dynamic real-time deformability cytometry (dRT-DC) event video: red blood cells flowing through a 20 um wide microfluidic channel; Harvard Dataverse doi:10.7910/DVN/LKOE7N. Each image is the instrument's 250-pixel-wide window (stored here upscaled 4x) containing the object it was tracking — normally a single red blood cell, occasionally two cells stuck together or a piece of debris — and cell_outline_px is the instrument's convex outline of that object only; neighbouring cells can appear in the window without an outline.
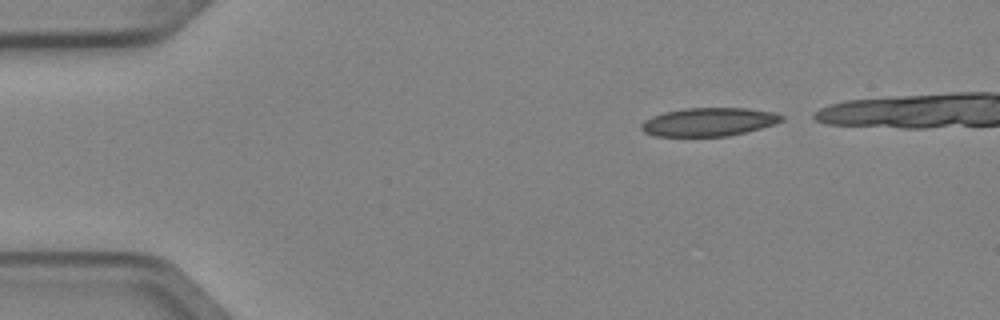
{"species": "Egyptian fruit bat (a non-hibernating species)", "species_latin": "Rousettus aegyptiacus", "temperature_condition": "cold", "stored_images_in_passage": 3, "camera_frame_rate_fps": 3000, "um_per_image_px": 0.085, "animal": {"sex": "female"}, "frame": {"image": 1, "passage_image": 1, "time_ms": 0.0, "image_size_px": [1000, 320], "cell_outline_px": [[784, 120], [760, 128], [728, 136], [656, 136], [644, 132], [640, 128], [640, 124], [644, 120], [652, 116], [664, 112], [684, 108], [748, 108], [772, 112], [784, 116]], "centroid_in_image_um": [60.2, 10.36], "position_along_channel_um": 24.8, "area_um2": 23.12}}